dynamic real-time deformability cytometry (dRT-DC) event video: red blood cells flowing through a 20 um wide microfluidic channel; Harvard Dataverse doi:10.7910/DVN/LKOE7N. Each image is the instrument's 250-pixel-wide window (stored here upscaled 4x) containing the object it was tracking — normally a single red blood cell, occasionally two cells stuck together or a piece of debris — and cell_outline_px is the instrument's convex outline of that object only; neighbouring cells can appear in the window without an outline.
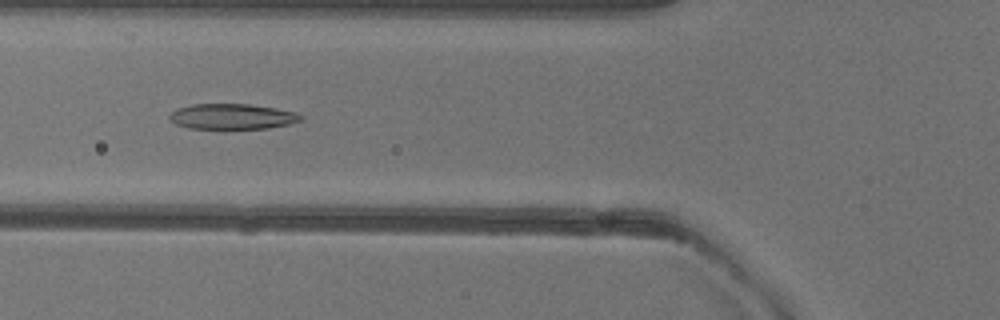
{"species": "common noctule bat (a hibernating species)", "species_latin": "Nyctalus noctula", "temperature_condition": "warm", "stored_images_in_passage": 51, "camera_frame_rate_fps": 3000, "um_per_image_px": 0.085, "animal": {"sex": "female"}, "frame": {"image": 1, "passage_image": 19, "time_ms": 6.0, "image_size_px": [1000, 320], "cell_outline_px": [[304, 116], [300, 120], [288, 124], [268, 128], [188, 128], [176, 124], [168, 116], [176, 108], [192, 104], [248, 104], [276, 108], [296, 112]], "centroid_in_image_um": [19.73, 9.89], "position_along_channel_um": 106.1, "area_um2": 19.31}}
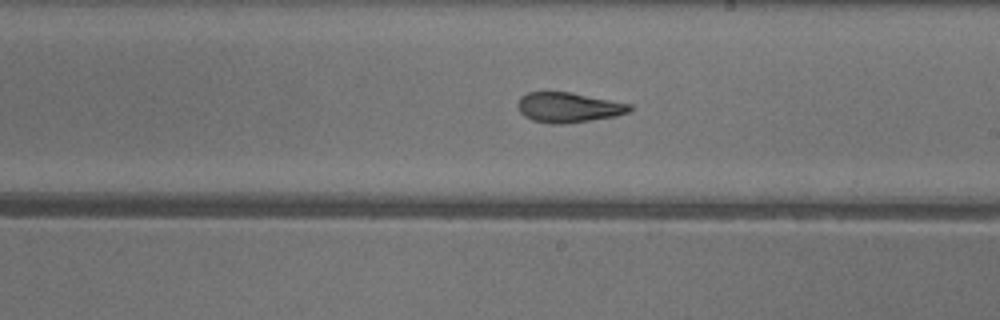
{"frame": {"image": 2, "passage_image": 29, "time_ms": 9.333, "image_size_px": [1000, 320], "cell_outline_px": [[632, 108], [628, 112], [616, 116], [592, 120], [564, 124], [552, 124], [532, 120], [524, 116], [516, 108], [516, 104], [520, 96], [528, 92], [572, 92], [632, 104]], "centroid_in_image_um": [48.29, 9.13], "position_along_channel_um": 240.7, "area_um2": 19.83}}
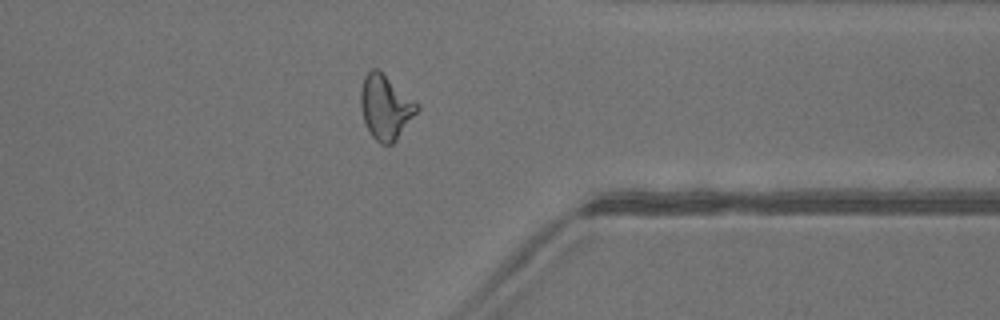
{"frame": {"image": 3, "passage_image": 40, "time_ms": 13.0, "image_size_px": [1000, 320], "cell_outline_px": [[420, 108], [396, 140], [392, 144], [380, 144], [372, 136], [364, 120], [360, 108], [360, 92], [364, 76], [372, 68], [376, 68], [416, 100], [420, 104]], "centroid_in_image_um": [32.78, 9.1], "position_along_channel_um": 378.6, "area_um2": 21.1}, "authors_computed_cell_mechanics": {"area_um2": 21.0392, "velocity_mm_per_s": 4.0259, "shape_relaxation_time_tau1_ms": null, "shape_relaxation_time_tau2_ms": 1.9871, "deformation_change_tau1": null, "deformation_change_tau2": 0.1008}}